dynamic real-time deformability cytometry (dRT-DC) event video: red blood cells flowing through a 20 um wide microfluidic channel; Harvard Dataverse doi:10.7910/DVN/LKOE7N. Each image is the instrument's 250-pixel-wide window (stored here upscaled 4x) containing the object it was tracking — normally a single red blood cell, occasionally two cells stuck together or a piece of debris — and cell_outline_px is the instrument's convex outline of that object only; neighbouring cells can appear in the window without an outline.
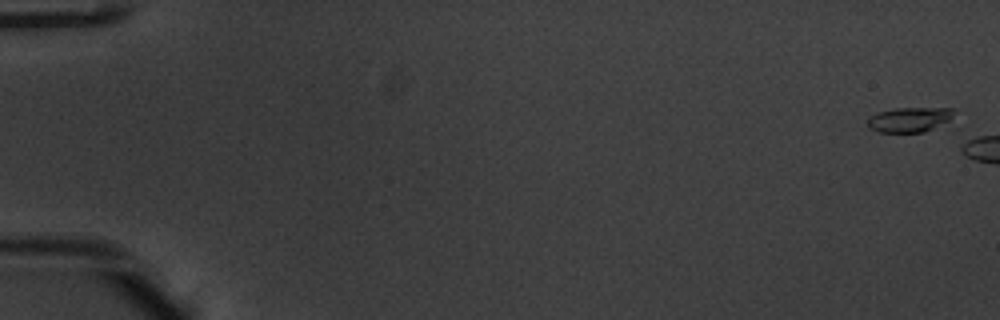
{"species": "common noctule bat (a hibernating species)", "species_latin": "Nyctalus noctula", "temperature_condition": "warm", "stored_images_in_passage": 6, "camera_frame_rate_fps": 3000, "um_per_image_px": 0.085, "animal": {"sex": "male", "body_mass_g": 20.1, "forearm_length_mm": 53.5}, "frame": {"image": 1, "passage_image": 2, "time_ms": 0.333, "image_size_px": [1000, 320], "cell_outline_px": [[952, 112], [948, 120], [924, 132], [880, 132], [868, 128], [868, 120], [872, 116], [880, 112], [896, 108], [952, 108]], "centroid_in_image_um": [77.25, 10.17], "position_along_channel_um": 7.7, "area_um2": 12.02}}